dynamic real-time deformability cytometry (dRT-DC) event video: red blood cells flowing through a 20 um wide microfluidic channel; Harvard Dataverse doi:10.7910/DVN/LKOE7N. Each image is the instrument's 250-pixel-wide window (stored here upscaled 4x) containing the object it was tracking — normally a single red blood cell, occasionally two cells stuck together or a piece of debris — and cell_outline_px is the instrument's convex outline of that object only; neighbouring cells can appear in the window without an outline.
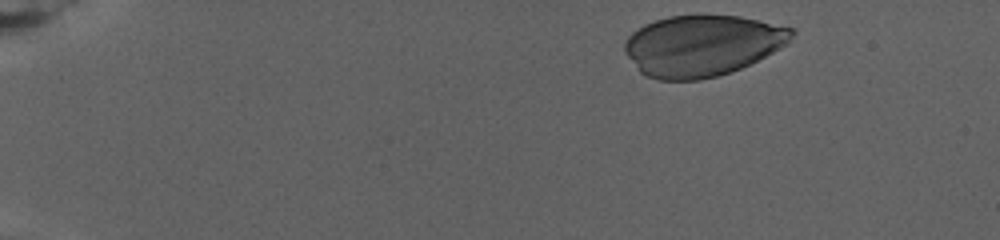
{"species": "human", "species_latin": "Homo sapiens", "temperature_condition": "warm", "stored_images_in_passage": 61, "camera_frame_rate_fps": 3000, "um_per_image_px": 0.085, "donor": {"sex": "female"}, "frame": {"image": 1, "passage_image": 2, "time_ms": 0.333, "image_size_px": [1000, 240], "cell_outline_px": [[796, 32], [788, 44], [740, 68], [716, 76], [700, 80], [660, 80], [648, 76], [640, 72], [624, 52], [624, 44], [628, 36], [632, 32], [644, 24], [668, 16], [696, 12], [740, 16], [792, 28]], "centroid_in_image_um": [59.66, 3.83], "position_along_channel_um": 25.3, "area_um2": 60.0}}
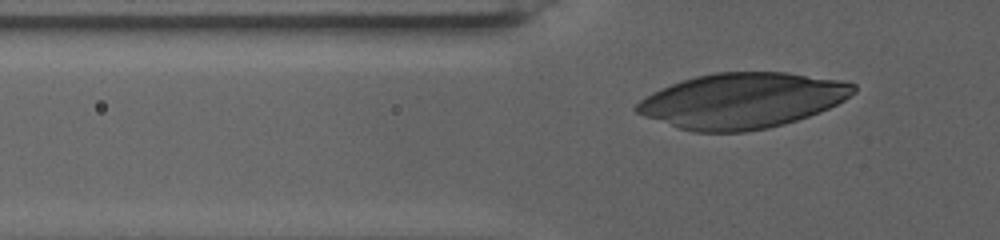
{"frame": {"image": 2, "passage_image": 19, "time_ms": 6.0, "image_size_px": [1000, 240], "cell_outline_px": [[856, 92], [844, 100], [820, 112], [784, 124], [768, 128], [744, 132], [692, 132], [644, 116], [636, 112], [632, 108], [640, 100], [652, 92], [672, 84], [696, 76], [716, 72], [788, 72], [840, 80], [856, 84]], "centroid_in_image_um": [63.1, 8.55], "position_along_channel_um": 62.7, "area_um2": 69.76}}